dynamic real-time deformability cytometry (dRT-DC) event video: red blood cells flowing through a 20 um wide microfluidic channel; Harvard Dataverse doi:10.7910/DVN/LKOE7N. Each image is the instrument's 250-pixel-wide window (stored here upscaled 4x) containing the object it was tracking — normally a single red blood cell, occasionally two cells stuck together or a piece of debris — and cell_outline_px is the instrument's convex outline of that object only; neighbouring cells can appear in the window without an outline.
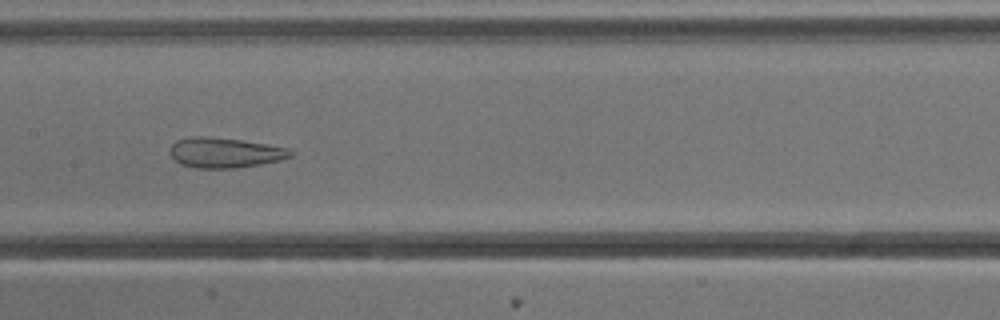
{"species": "common noctule bat (a hibernating species)", "species_latin": "Nyctalus noctula", "temperature_condition": "cold", "stored_images_in_passage": 53, "camera_frame_rate_fps": 3000, "um_per_image_px": 0.085, "animal": {"sex": "male", "body_mass_g": 13.3}, "frame": {"image": 1, "passage_image": 26, "time_ms": 8.333, "image_size_px": [1000, 320], "cell_outline_px": [[296, 152], [292, 156], [280, 160], [260, 164], [232, 168], [200, 168], [180, 164], [172, 156], [172, 144], [176, 140], [192, 136], [208, 136], [240, 140], [288, 148]], "centroid_in_image_um": [19.14, 12.97], "position_along_channel_um": 188.3, "area_um2": 20.92}}
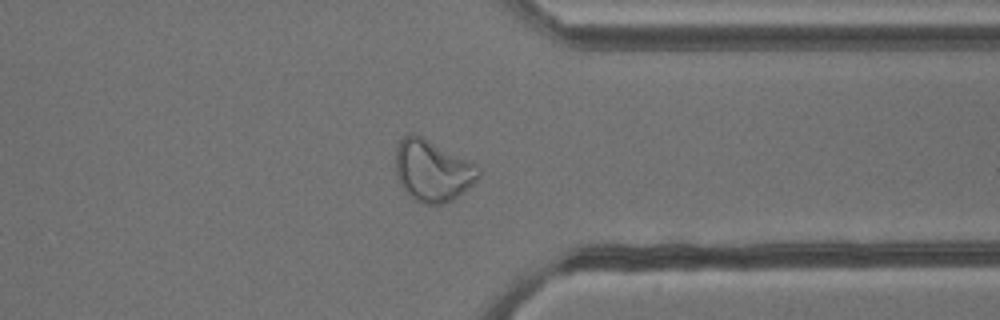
{"frame": {"image": 2, "passage_image": 41, "time_ms": 13.333, "image_size_px": [1000, 320], "cell_outline_px": [[480, 176], [468, 188], [452, 200], [444, 204], [424, 204], [408, 196], [400, 184], [396, 172], [396, 148], [400, 140], [404, 136], [412, 132], [424, 136], [476, 164], [480, 168]], "centroid_in_image_um": [36.75, 14.49], "position_along_channel_um": 374.6, "area_um2": 29.94}}
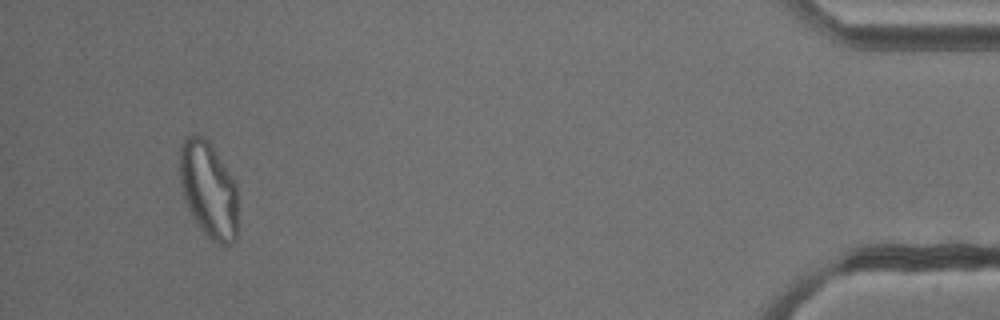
{"frame": {"image": 3, "passage_image": 50, "time_ms": 16.333, "image_size_px": [1000, 320], "cell_outline_px": [[236, 240], [232, 244], [216, 244], [200, 228], [192, 216], [188, 208], [180, 184], [180, 148], [184, 136], [204, 136], [208, 140], [236, 184]], "centroid_in_image_um": [17.71, 16.13], "position_along_channel_um": 417.5, "area_um2": 32.25}}